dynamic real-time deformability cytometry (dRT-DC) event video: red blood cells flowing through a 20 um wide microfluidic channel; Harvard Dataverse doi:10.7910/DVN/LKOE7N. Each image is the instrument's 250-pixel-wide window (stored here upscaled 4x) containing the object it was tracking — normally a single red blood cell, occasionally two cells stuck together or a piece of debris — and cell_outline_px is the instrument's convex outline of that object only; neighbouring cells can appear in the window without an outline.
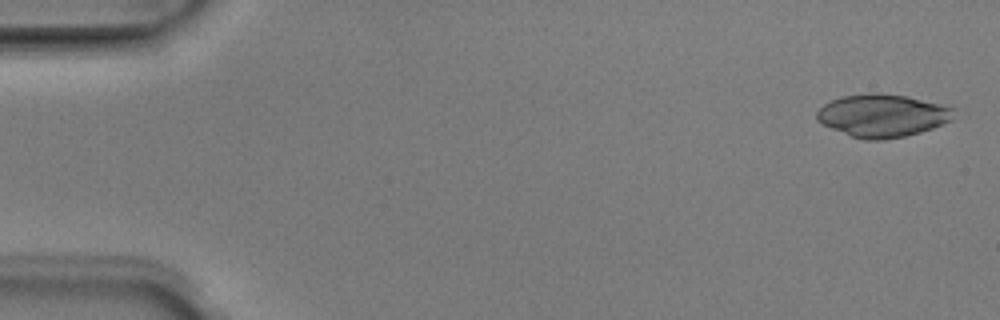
{"species": "Egyptian fruit bat (a non-hibernating species)", "species_latin": "Rousettus aegyptiacus", "temperature_condition": "room temperature", "stored_images_in_passage": 4, "camera_frame_rate_fps": 3000, "um_per_image_px": 0.085, "animal": {"sex": "male"}, "frame": {"image": 1, "passage_image": 1, "time_ms": 0.0, "image_size_px": [1000, 320], "cell_outline_px": [[956, 108], [952, 120], [932, 128], [920, 132], [904, 136], [880, 140], [864, 140], [852, 136], [832, 128], [816, 120], [816, 112], [824, 104], [840, 96], [868, 92], [876, 92], [904, 96], [940, 104]], "centroid_in_image_um": [75.0, 9.81], "position_along_channel_um": 10.0, "area_um2": 34.04}}